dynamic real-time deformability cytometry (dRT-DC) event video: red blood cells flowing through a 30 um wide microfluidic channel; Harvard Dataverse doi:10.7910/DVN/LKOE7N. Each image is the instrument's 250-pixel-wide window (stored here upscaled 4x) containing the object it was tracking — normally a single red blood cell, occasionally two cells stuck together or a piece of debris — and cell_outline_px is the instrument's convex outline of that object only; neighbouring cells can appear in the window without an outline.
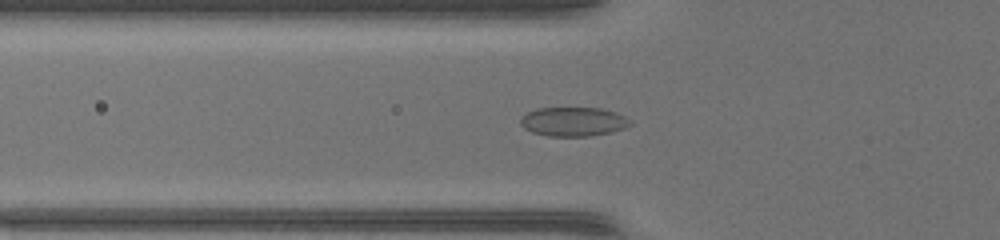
{"species": "common noctule bat (a hibernating species)", "species_latin": "Nyctalus noctula", "temperature_condition": "warm", "stored_images_in_passage": 46, "camera_frame_rate_fps": 3000, "um_per_image_px": 0.085, "animal": {"sex": "female", "body_mass_g": 17.0, "forearm_length_mm": 48.0}, "frame": {"image": 1, "passage_image": 19, "time_ms": 6.0, "image_size_px": [1000, 240], "cell_outline_px": [[632, 124], [624, 128], [608, 132], [588, 136], [548, 136], [532, 132], [524, 128], [520, 124], [520, 120], [528, 112], [540, 108], [600, 108], [624, 116]], "centroid_in_image_um": [48.7, 10.34], "position_along_channel_um": 77.1, "area_um2": 18.21}}
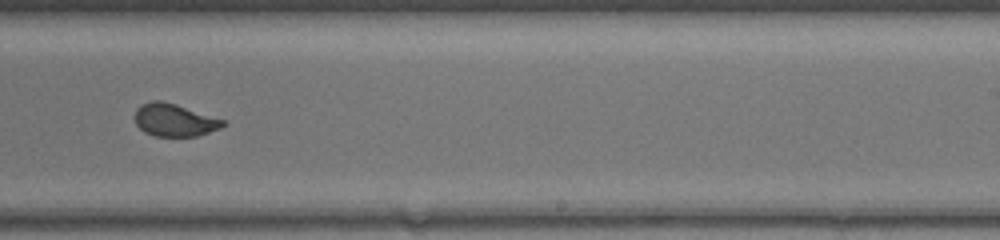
{"frame": {"image": 2, "passage_image": 33, "time_ms": 10.667, "image_size_px": [1000, 240], "cell_outline_px": [[224, 124], [220, 128], [196, 136], [156, 136], [144, 132], [136, 124], [136, 108], [140, 104], [152, 100], [160, 100], [176, 104], [224, 120]], "centroid_in_image_um": [14.79, 10.19], "position_along_channel_um": 274.2, "area_um2": 16.53}}
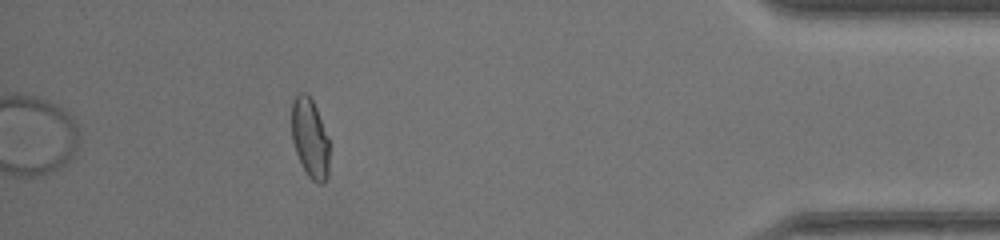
{"frame": {"image": 3, "passage_image": 46, "time_ms": 15.0, "image_size_px": [1000, 240], "cell_outline_px": [[328, 176], [320, 184], [312, 180], [308, 176], [296, 152], [292, 140], [292, 100], [300, 92], [308, 92], [316, 108], [328, 140]], "centroid_in_image_um": [26.33, 11.71], "position_along_channel_um": 408.9, "area_um2": 17.11}}